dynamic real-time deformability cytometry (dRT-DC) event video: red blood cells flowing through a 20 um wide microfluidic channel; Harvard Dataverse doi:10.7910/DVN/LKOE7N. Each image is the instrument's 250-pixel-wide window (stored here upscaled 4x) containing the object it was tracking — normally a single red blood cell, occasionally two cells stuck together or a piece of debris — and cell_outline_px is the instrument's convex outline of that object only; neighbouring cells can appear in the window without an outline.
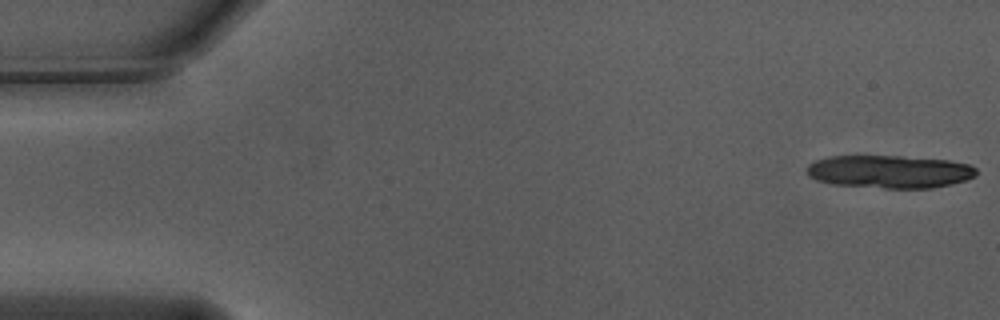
{"species": "Egyptian fruit bat (a non-hibernating species)", "species_latin": "Rousettus aegyptiacus", "temperature_condition": "warm", "stored_images_in_passage": 14, "camera_frame_rate_fps": 3000, "um_per_image_px": 0.085, "animal": {"sex": "male"}, "frame": {"image": 1, "passage_image": 1, "time_ms": 0.0, "image_size_px": [1000, 320], "cell_outline_px": [[976, 176], [952, 184], [932, 188], [884, 188], [832, 184], [816, 180], [808, 176], [808, 164], [816, 160], [828, 156], [900, 156], [948, 160], [968, 164], [976, 168]], "centroid_in_image_um": [75.6, 14.59], "position_along_channel_um": 9.4, "area_um2": 32.48}}